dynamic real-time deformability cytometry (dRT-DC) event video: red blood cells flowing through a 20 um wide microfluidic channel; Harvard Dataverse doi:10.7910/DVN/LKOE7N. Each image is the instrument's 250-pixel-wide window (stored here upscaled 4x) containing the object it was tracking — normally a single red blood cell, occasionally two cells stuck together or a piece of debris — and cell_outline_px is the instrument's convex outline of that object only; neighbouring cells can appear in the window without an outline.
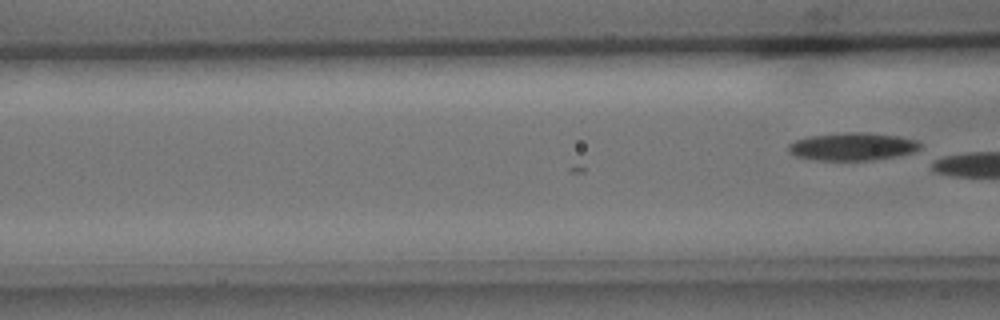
{"species": "common noctule bat (a hibernating species)", "species_latin": "Nyctalus noctula", "temperature_condition": "cold", "stored_images_in_passage": 18, "camera_frame_rate_fps": 3000, "um_per_image_px": 0.085, "animal": {"sex": "male", "body_mass_g": 15.6}, "frame": {"image": 1, "passage_image": 18, "time_ms": 5.667, "image_size_px": [1000, 320], "cell_outline_px": [[920, 148], [912, 152], [896, 156], [872, 160], [816, 160], [796, 156], [788, 152], [788, 144], [796, 140], [808, 136], [844, 132], [860, 132], [896, 136], [916, 140], [920, 144]], "centroid_in_image_um": [72.41, 12.46], "position_along_channel_um": 94.2, "area_um2": 21.15}}